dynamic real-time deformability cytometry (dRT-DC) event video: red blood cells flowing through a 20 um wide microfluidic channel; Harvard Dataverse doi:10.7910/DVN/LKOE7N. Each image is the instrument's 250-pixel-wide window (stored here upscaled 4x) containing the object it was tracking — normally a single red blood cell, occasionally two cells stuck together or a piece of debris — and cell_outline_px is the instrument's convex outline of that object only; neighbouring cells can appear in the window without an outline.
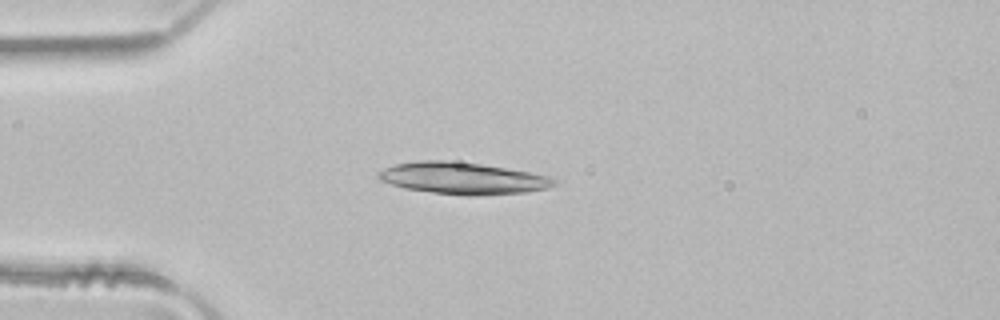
{"species": "common noctule bat (a hibernating species)", "species_latin": "Nyctalus noctula", "temperature_condition": "room temperature", "stored_images_in_passage": 2, "camera_frame_rate_fps": 3000, "um_per_image_px": 0.085, "animal": {"sex": "male", "body_mass_g": 21.5, "forearm_length_mm": 52.0}, "frame": {"image": 1, "passage_image": 2, "time_ms": 0.333, "image_size_px": [1000, 320], "cell_outline_px": [[556, 184], [548, 188], [524, 192], [476, 196], [464, 196], [432, 192], [408, 188], [392, 184], [380, 180], [376, 176], [380, 172], [396, 164], [420, 160], [444, 160], [480, 164], [528, 172], [548, 176], [556, 180]], "centroid_in_image_um": [39.35, 15.16], "position_along_channel_um": 45.6, "area_um2": 32.08}}